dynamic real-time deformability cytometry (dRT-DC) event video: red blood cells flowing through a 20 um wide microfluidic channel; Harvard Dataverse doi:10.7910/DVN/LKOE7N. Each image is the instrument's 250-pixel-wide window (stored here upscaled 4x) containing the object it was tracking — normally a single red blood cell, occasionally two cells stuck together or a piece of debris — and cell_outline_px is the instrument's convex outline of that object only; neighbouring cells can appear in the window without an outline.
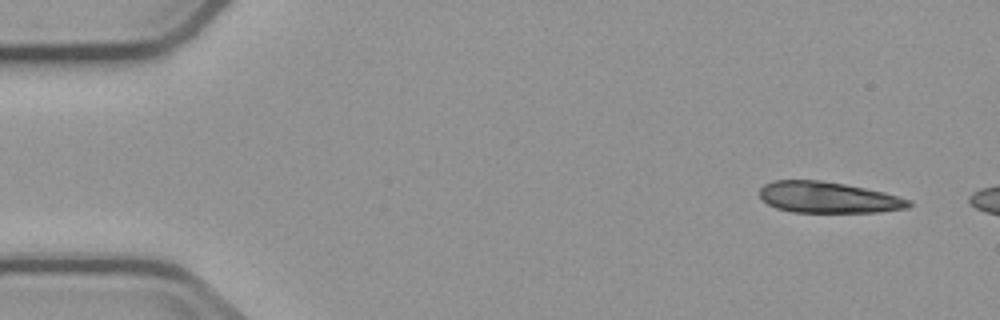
{"species": "common noctule bat (a hibernating species)", "species_latin": "Nyctalus noctula", "temperature_condition": "cold", "stored_images_in_passage": 3, "camera_frame_rate_fps": 3000, "um_per_image_px": 0.085, "animal": {"sex": "male", "body_mass_g": 23.1, "forearm_length_mm": 52.7}, "frame": {"image": 1, "passage_image": 1, "time_ms": 0.0, "image_size_px": [1000, 320], "cell_outline_px": [[912, 204], [908, 208], [880, 212], [792, 212], [776, 208], [768, 204], [760, 196], [760, 188], [764, 184], [776, 180], [820, 180], [844, 184], [884, 192], [912, 200]], "centroid_in_image_um": [70.42, 16.78], "position_along_channel_um": 14.6, "area_um2": 27.05}}